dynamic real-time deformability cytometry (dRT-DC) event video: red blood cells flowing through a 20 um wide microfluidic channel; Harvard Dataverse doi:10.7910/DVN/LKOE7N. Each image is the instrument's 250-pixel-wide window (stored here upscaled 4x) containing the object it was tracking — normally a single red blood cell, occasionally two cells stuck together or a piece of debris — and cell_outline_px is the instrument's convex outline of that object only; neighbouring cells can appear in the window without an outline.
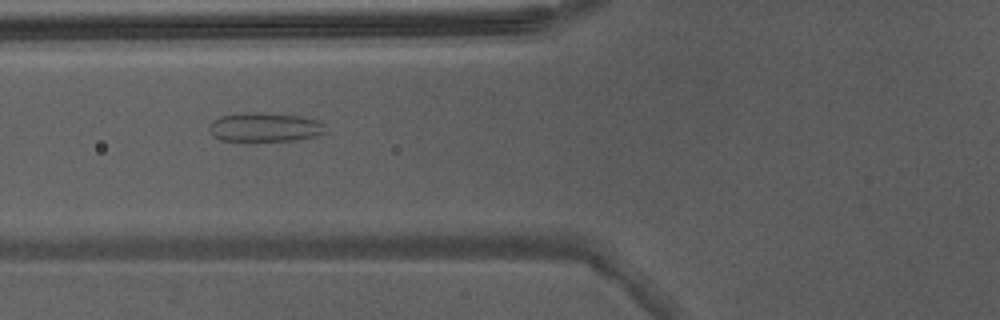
{"species": "Egyptian fruit bat (a non-hibernating species)", "species_latin": "Rousettus aegyptiacus", "temperature_condition": "warm", "stored_images_in_passage": 35, "camera_frame_rate_fps": 3000, "um_per_image_px": 0.085, "animal": {"sex": "male"}, "frame": {"image": 1, "passage_image": 7, "time_ms": 2.0, "image_size_px": [1000, 320], "cell_outline_px": [[324, 132], [316, 136], [296, 140], [220, 140], [212, 136], [208, 128], [208, 124], [212, 120], [220, 116], [240, 112], [260, 112], [300, 116], [320, 120], [324, 124]], "centroid_in_image_um": [22.46, 10.79], "position_along_channel_um": 103.3, "area_um2": 19.83}}
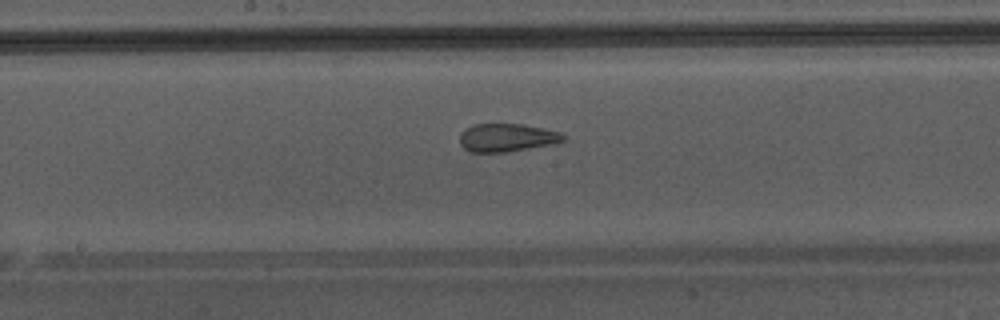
{"frame": {"image": 2, "passage_image": 14, "time_ms": 4.333, "image_size_px": [1000, 320], "cell_outline_px": [[568, 136], [564, 140], [552, 144], [508, 152], [472, 152], [464, 148], [460, 144], [460, 132], [472, 124], [520, 124], [544, 128], [564, 132]], "centroid_in_image_um": [43.12, 11.69], "position_along_channel_um": 205.1, "area_um2": 17.17}}
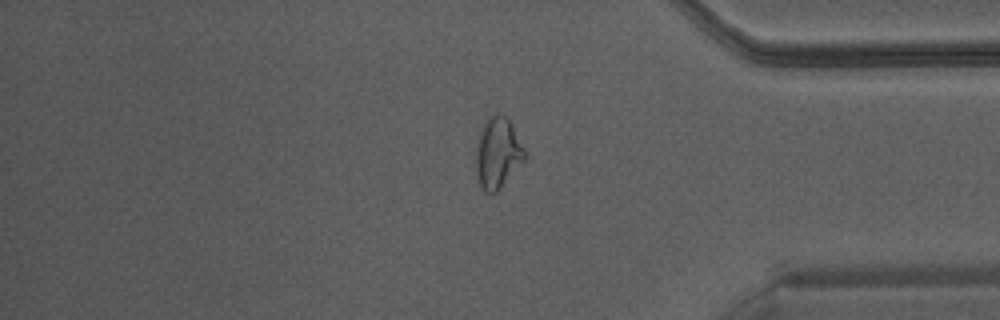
{"frame": {"image": 3, "passage_image": 28, "time_ms": 9.0, "image_size_px": [1000, 320], "cell_outline_px": [[524, 160], [496, 192], [492, 196], [484, 192], [480, 184], [476, 172], [476, 148], [480, 132], [488, 116], [500, 112], [512, 124], [524, 148]], "centroid_in_image_um": [42.28, 13.01], "position_along_channel_um": 392.9, "area_um2": 19.88}}